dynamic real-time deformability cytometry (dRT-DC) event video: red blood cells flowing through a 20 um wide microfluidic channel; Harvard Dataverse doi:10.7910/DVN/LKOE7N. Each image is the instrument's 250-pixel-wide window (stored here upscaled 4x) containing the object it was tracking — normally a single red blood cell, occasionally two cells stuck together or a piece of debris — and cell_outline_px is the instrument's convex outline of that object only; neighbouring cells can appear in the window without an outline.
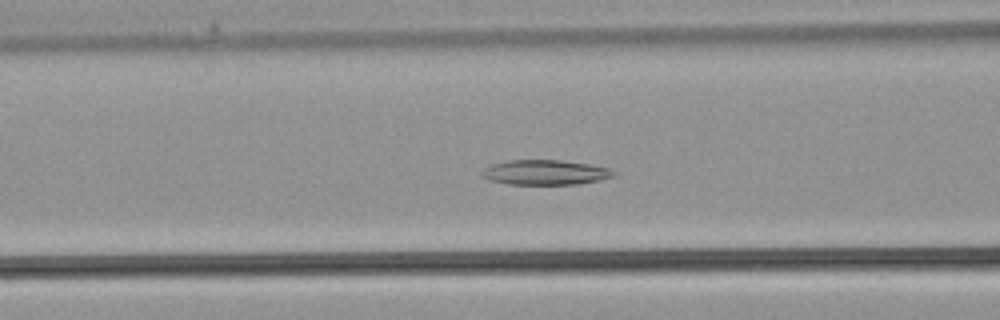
{"species": "common noctule bat (a hibernating species)", "species_latin": "Nyctalus noctula", "temperature_condition": "warm", "stored_images_in_passage": 39, "camera_frame_rate_fps": 3000, "um_per_image_px": 0.085, "animal": {"sex": "male", "body_mass_g": 21.5, "forearm_length_mm": 52.0}, "frame": {"image": 1, "passage_image": 15, "time_ms": 4.667, "image_size_px": [1000, 320], "cell_outline_px": [[616, 176], [600, 180], [576, 184], [508, 184], [488, 180], [480, 176], [480, 172], [484, 168], [492, 164], [508, 160], [560, 160], [588, 164], [608, 168], [616, 172]], "centroid_in_image_um": [46.31, 14.65], "position_along_channel_um": 120.3, "area_um2": 19.19}}
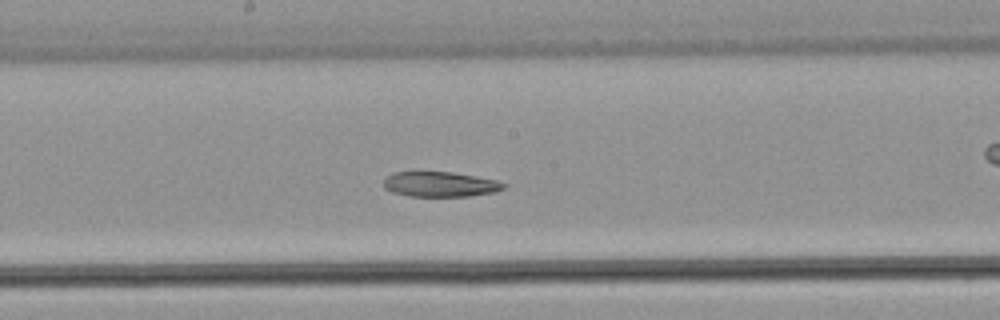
{"frame": {"image": 2, "passage_image": 20, "time_ms": 6.333, "image_size_px": [1000, 320], "cell_outline_px": [[508, 184], [504, 188], [496, 192], [468, 196], [408, 196], [392, 192], [384, 188], [384, 180], [392, 172], [452, 172], [476, 176], [496, 180]], "centroid_in_image_um": [37.43, 15.66], "position_along_channel_um": 210.8, "area_um2": 17.57}}
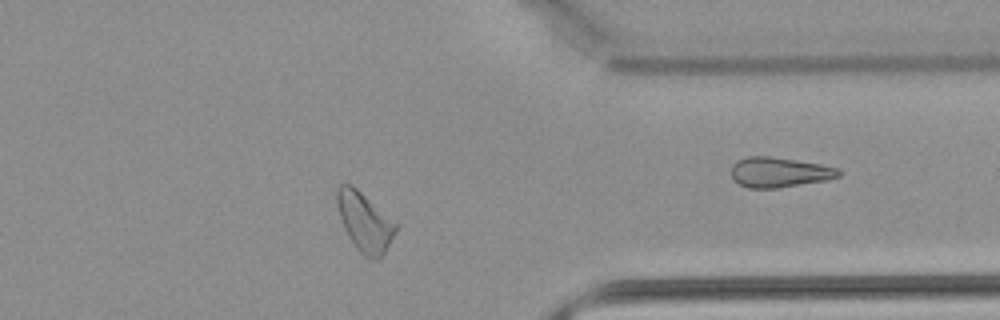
{"frame": {"image": 3, "passage_image": 30, "time_ms": 9.667, "image_size_px": [1000, 320], "cell_outline_px": [[400, 228], [384, 252], [376, 260], [372, 260], [364, 256], [356, 248], [348, 236], [344, 228], [336, 204], [336, 188], [340, 184], [352, 184], [400, 224]], "centroid_in_image_um": [31.03, 18.85], "position_along_channel_um": 380.4, "area_um2": 20.63}}